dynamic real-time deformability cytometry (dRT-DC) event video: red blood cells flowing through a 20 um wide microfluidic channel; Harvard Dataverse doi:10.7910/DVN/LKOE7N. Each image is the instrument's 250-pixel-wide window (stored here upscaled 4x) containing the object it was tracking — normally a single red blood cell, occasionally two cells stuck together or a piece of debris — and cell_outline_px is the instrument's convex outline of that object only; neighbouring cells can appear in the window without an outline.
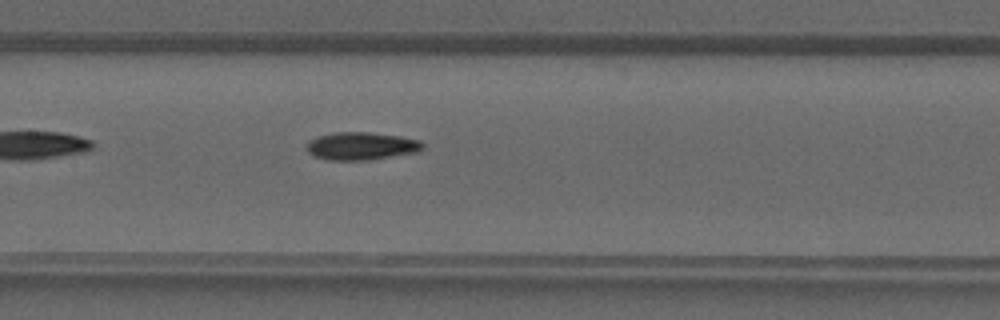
{"species": "common noctule bat (a hibernating species)", "species_latin": "Nyctalus noctula", "temperature_condition": "warm", "stored_images_in_passage": 34, "camera_frame_rate_fps": 3000, "um_per_image_px": 0.085, "animal": {"sex": "male", "forearm_length_mm": 52.5}, "frame": {"image": 1, "passage_image": 13, "time_ms": 4.0, "image_size_px": [1000, 320], "cell_outline_px": [[424, 148], [416, 152], [368, 160], [328, 160], [316, 156], [308, 152], [308, 140], [316, 136], [332, 132], [368, 132], [400, 136], [420, 140], [424, 144]], "centroid_in_image_um": [30.71, 12.4], "position_along_channel_um": 176.7, "area_um2": 18.79}}
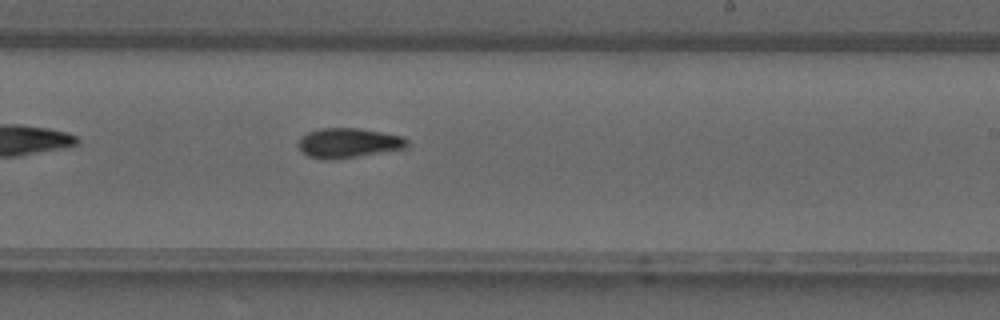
{"frame": {"image": 2, "passage_image": 18, "time_ms": 5.667, "image_size_px": [1000, 320], "cell_outline_px": [[408, 148], [356, 156], [308, 156], [296, 144], [300, 136], [308, 132], [320, 128], [356, 128], [404, 136], [408, 140]], "centroid_in_image_um": [29.67, 12.09], "position_along_channel_um": 259.3, "area_um2": 18.09}}
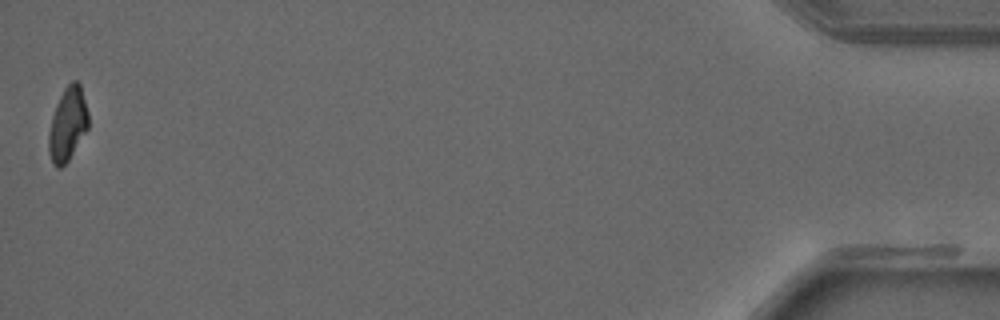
{"frame": {"image": 3, "passage_image": 34, "time_ms": 11.0, "image_size_px": [1000, 320], "cell_outline_px": [[88, 128], [68, 160], [60, 168], [56, 168], [52, 164], [48, 152], [48, 136], [52, 116], [56, 104], [64, 88], [72, 80], [76, 80], [80, 84], [88, 112]], "centroid_in_image_um": [5.73, 10.56], "position_along_channel_um": 429.5, "area_um2": 16.94}}